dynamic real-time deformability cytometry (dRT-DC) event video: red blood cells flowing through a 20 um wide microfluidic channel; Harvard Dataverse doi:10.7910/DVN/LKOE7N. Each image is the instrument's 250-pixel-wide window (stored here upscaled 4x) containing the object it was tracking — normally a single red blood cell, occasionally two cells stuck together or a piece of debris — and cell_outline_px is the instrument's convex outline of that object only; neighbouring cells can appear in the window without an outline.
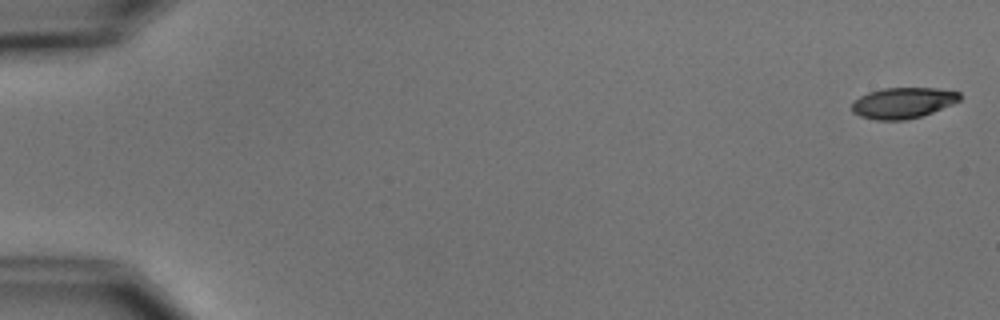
{"species": "common noctule bat (a hibernating species)", "species_latin": "Nyctalus noctula", "temperature_condition": "cold", "stored_images_in_passage": 3, "camera_frame_rate_fps": 3000, "um_per_image_px": 0.085, "animal": {"sex": "male", "body_mass_g": 15.6}, "frame": {"image": 1, "passage_image": 1, "time_ms": 0.0, "image_size_px": [1000, 320], "cell_outline_px": [[960, 100], [952, 104], [932, 112], [920, 116], [904, 120], [876, 120], [860, 116], [852, 112], [852, 100], [868, 92], [884, 88], [936, 88], [960, 92]], "centroid_in_image_um": [76.72, 8.74], "position_along_channel_um": 8.3, "area_um2": 19.36}}